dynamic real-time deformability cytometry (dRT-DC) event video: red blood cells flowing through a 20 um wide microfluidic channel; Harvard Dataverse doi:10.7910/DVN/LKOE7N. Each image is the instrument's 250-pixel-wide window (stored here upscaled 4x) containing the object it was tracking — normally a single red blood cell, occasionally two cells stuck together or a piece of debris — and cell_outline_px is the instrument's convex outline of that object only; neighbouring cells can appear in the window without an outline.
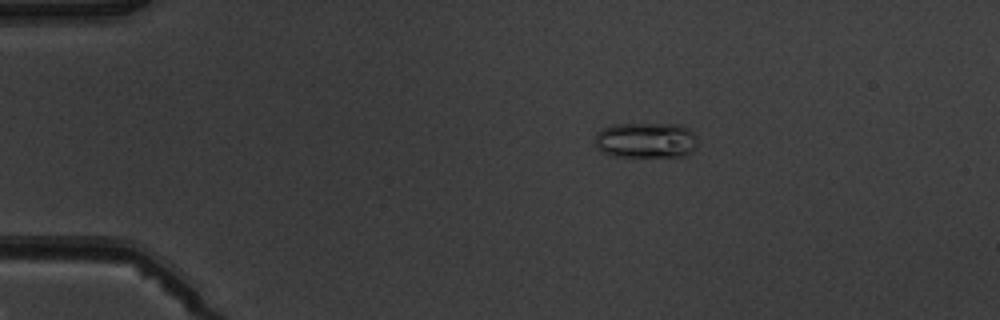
{"species": "common noctule bat (a hibernating species)", "species_latin": "Nyctalus noctula", "temperature_condition": "warm", "stored_images_in_passage": 7, "camera_frame_rate_fps": 3000, "um_per_image_px": 0.085, "animal": {"sex": "male", "body_mass_g": 19.5, "forearm_length_mm": 54.6}, "frame": {"image": 1, "passage_image": 3, "time_ms": 2.333, "image_size_px": [1000, 320], "cell_outline_px": [[696, 148], [680, 156], [612, 156], [596, 148], [596, 132], [600, 128], [612, 124], [676, 124], [692, 132], [696, 136]], "centroid_in_image_um": [54.84, 11.91], "position_along_channel_um": 30.2, "area_um2": 21.1}}
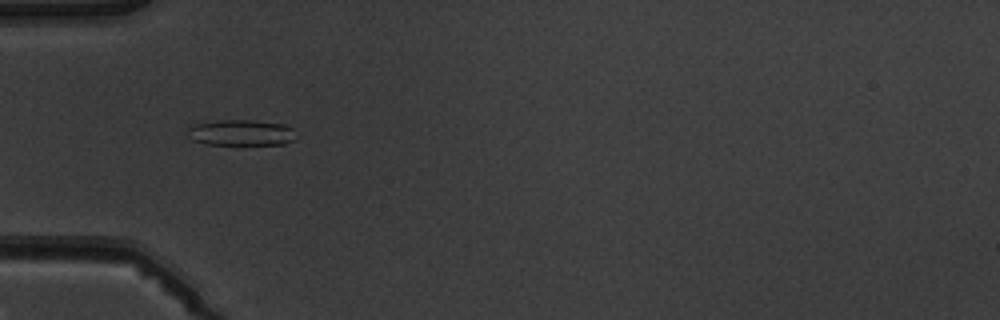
{"frame": {"image": 2, "passage_image": 5, "time_ms": 4.667, "image_size_px": [1000, 320], "cell_outline_px": [[300, 136], [284, 144], [204, 144], [192, 140], [188, 128], [196, 124], [220, 120], [248, 120], [284, 124], [292, 128]], "centroid_in_image_um": [20.56, 11.28], "position_along_channel_um": 64.4, "area_um2": 16.24}}
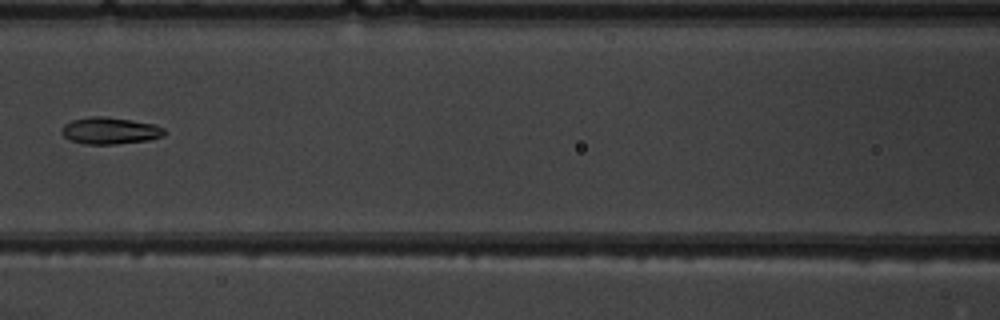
{"frame": {"image": 3, "passage_image": 7, "time_ms": 7.0, "image_size_px": [1000, 320], "cell_outline_px": [[164, 136], [148, 140], [116, 144], [84, 144], [72, 140], [64, 136], [60, 132], [64, 124], [72, 120], [92, 116], [104, 116], [132, 120], [156, 124], [164, 128]], "centroid_in_image_um": [9.36, 11.1], "position_along_channel_um": 157.2, "area_um2": 16.07}}